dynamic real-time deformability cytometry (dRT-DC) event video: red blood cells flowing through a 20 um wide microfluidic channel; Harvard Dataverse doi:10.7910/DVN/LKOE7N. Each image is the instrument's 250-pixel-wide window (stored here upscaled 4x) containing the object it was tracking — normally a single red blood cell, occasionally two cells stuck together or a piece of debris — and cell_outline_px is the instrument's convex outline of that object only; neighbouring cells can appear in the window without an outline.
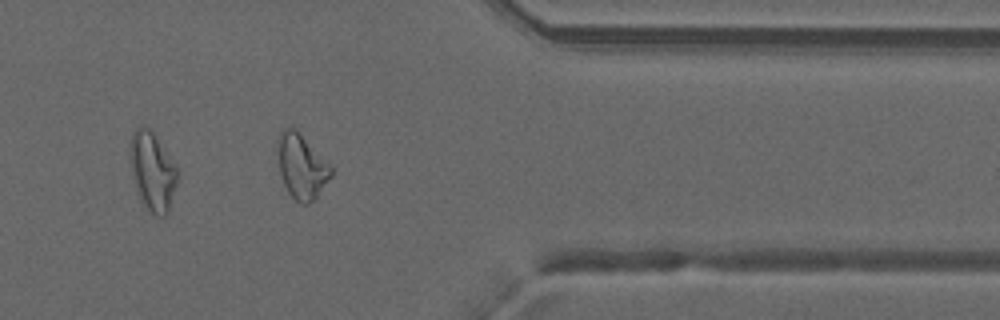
{"species": "common noctule bat (a hibernating species)", "species_latin": "Nyctalus noctula", "temperature_condition": "warm", "stored_images_in_passage": 37, "camera_frame_rate_fps": 3000, "um_per_image_px": 0.085, "animal": {"sex": "male", "forearm_length_mm": 52.5}, "frame": {"image": 1, "passage_image": 27, "time_ms": 8.667, "image_size_px": [1000, 320], "cell_outline_px": [[332, 176], [316, 196], [308, 204], [300, 204], [288, 192], [284, 184], [280, 172], [276, 140], [280, 132], [288, 124], [296, 128], [332, 164]], "centroid_in_image_um": [25.64, 14.07], "position_along_channel_um": 385.8, "area_um2": 20.52}, "authors_computed_cell_mechanics": {"area_um2": 20.23, "velocity_mm_per_s": 4.2247, "shape_relaxation_time_tau1_ms": null, "shape_relaxation_time_tau2_ms": 2.5366, "deformation_change_tau1": null, "deformation_change_tau2": 0.1155}}